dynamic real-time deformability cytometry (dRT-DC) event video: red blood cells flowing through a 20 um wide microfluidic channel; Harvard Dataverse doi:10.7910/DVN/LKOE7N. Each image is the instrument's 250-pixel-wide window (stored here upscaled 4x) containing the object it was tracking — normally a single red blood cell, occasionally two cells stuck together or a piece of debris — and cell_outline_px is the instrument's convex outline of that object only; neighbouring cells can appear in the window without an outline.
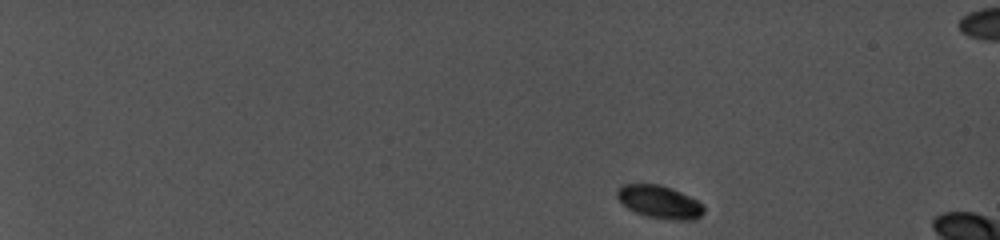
{"species": "common noctule bat (a hibernating species)", "species_latin": "Nyctalus noctula", "temperature_condition": "cold", "stored_images_in_passage": 7, "camera_frame_rate_fps": 5000, "um_per_image_px": 0.085, "animal": {"sex": "female", "body_mass_g": 19.0, "forearm_length_mm": 56.7}, "frame": {"image": 1, "passage_image": 1, "time_ms": 0.0, "image_size_px": [1000, 240], "cell_outline_px": [[704, 212], [696, 220], [672, 220], [648, 216], [636, 212], [628, 208], [616, 196], [616, 192], [620, 184], [660, 184], [672, 188], [704, 204]], "centroid_in_image_um": [56.07, 17.16], "position_along_channel_um": 28.9, "area_um2": 16.59}}